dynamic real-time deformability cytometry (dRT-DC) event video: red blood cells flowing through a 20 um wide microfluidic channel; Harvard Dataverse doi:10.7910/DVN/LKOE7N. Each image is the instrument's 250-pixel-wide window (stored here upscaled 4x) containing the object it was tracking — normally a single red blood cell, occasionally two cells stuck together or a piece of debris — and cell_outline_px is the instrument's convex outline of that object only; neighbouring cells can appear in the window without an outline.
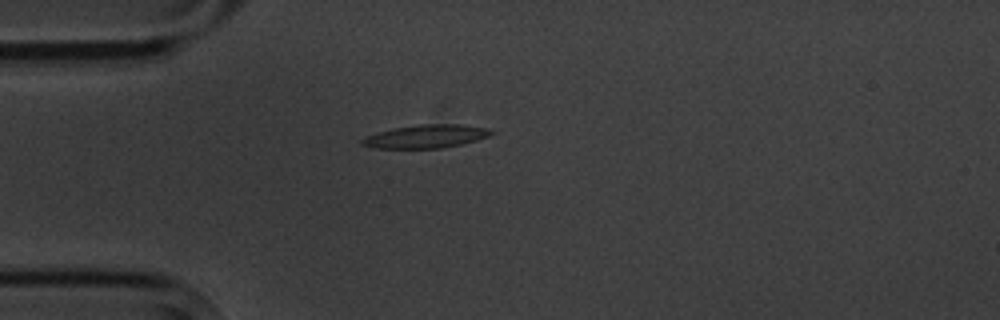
{"species": "common noctule bat (a hibernating species)", "species_latin": "Nyctalus noctula", "temperature_condition": "cold", "stored_images_in_passage": 1, "camera_frame_rate_fps": 3000, "um_per_image_px": 0.085, "animal": {"sex": "male", "body_mass_g": 20.1, "forearm_length_mm": 53.5}, "frame": {"image": 1, "passage_image": 1, "time_ms": 0.0, "image_size_px": [1000, 320], "cell_outline_px": [[496, 132], [488, 136], [476, 140], [460, 144], [440, 148], [376, 148], [360, 144], [360, 140], [364, 136], [376, 132], [392, 128], [420, 124], [460, 124], [488, 128]], "centroid_in_image_um": [36.17, 11.58], "position_along_channel_um": 48.8, "area_um2": 17.57}}